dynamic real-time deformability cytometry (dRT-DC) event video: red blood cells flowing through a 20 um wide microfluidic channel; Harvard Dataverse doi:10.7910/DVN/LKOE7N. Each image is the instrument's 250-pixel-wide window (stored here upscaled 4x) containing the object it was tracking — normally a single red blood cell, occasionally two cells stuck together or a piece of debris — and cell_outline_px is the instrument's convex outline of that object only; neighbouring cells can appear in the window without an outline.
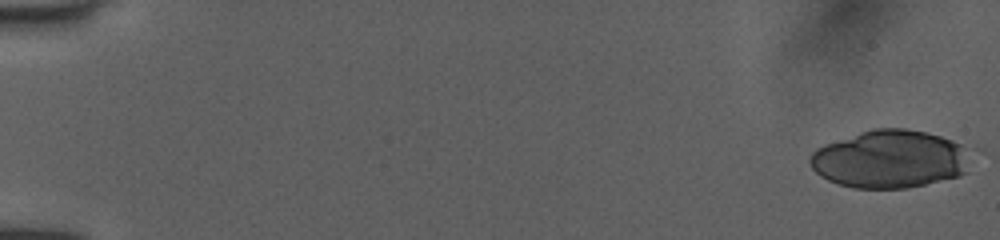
{"species": "human", "species_latin": "Homo sapiens", "temperature_condition": "room temperature", "stored_images_in_passage": 25, "camera_frame_rate_fps": 3000, "um_per_image_px": 0.085, "donor": {"sex": "female"}, "frame": {"image": 1, "passage_image": 1, "time_ms": 0.0, "image_size_px": [1000, 240], "cell_outline_px": [[968, 172], [960, 176], [908, 188], [852, 188], [828, 180], [820, 176], [812, 168], [808, 160], [812, 152], [816, 148], [824, 144], [872, 128], [904, 128], [928, 132], [952, 140], [960, 144], [964, 148]], "centroid_in_image_um": [75.59, 13.52], "position_along_channel_um": 9.4, "area_um2": 54.16}}
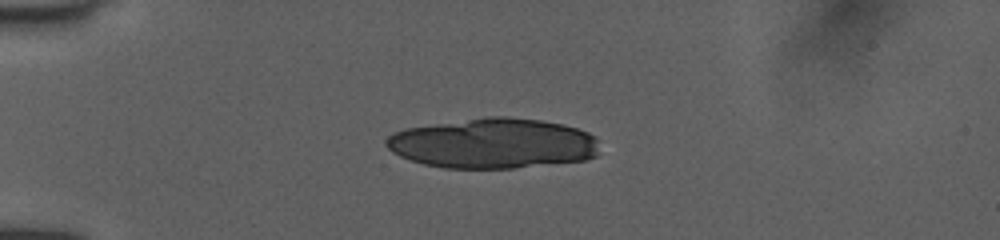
{"frame": {"image": 2, "passage_image": 14, "time_ms": 4.333, "image_size_px": [1000, 240], "cell_outline_px": [[596, 156], [584, 160], [512, 168], [444, 168], [424, 164], [400, 156], [392, 152], [384, 144], [384, 140], [388, 136], [404, 128], [488, 116], [508, 116], [540, 120], [564, 124], [588, 132], [596, 136]], "centroid_in_image_um": [41.88, 12.18], "position_along_channel_um": 43.1, "area_um2": 62.31}}
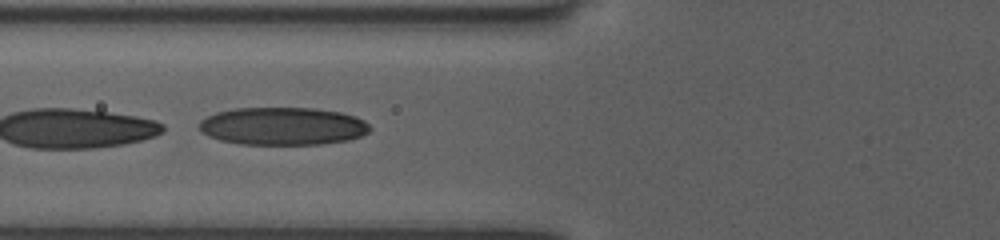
{"frame": {"image": 3, "passage_image": 22, "time_ms": 7.0, "image_size_px": [1000, 240], "cell_outline_px": [[372, 128], [368, 132], [360, 136], [348, 140], [320, 144], [240, 144], [220, 140], [208, 136], [200, 132], [200, 120], [216, 112], [236, 108], [316, 108], [340, 112], [356, 116], [364, 120]], "centroid_in_image_um": [24.04, 10.72], "position_along_channel_um": 101.8, "area_um2": 37.69}}